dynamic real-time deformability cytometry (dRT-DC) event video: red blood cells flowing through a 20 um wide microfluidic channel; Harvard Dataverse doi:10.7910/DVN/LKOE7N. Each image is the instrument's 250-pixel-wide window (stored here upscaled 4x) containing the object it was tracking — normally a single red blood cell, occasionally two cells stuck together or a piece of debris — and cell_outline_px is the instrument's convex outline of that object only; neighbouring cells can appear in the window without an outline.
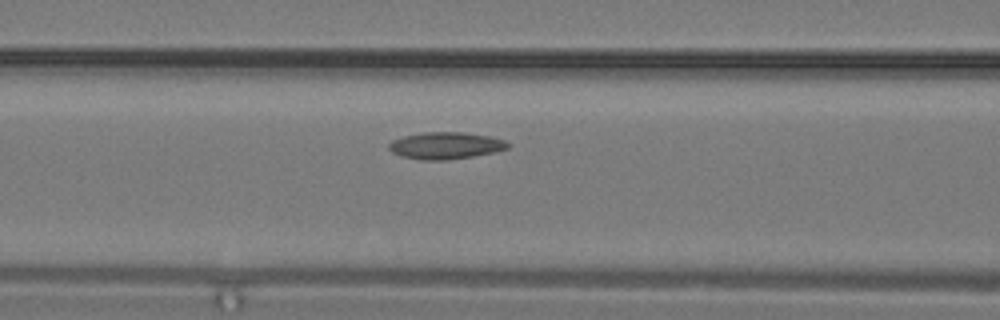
{"species": "common noctule bat (a hibernating species)", "species_latin": "Nyctalus noctula", "temperature_condition": "warm", "stored_images_in_passage": 10, "camera_frame_rate_fps": 3000, "um_per_image_px": 0.085, "animal": {"sex": "male", "body_mass_g": 19.2, "forearm_length_mm": 51.8}, "frame": {"image": 1, "passage_image": 9, "time_ms": 2.667, "image_size_px": [1000, 320], "cell_outline_px": [[508, 148], [496, 152], [448, 160], [420, 160], [400, 156], [392, 152], [388, 148], [388, 144], [392, 140], [404, 136], [424, 132], [464, 132], [488, 136], [504, 140], [508, 144]], "centroid_in_image_um": [37.84, 12.38], "position_along_channel_um": 128.8, "area_um2": 18.67}}